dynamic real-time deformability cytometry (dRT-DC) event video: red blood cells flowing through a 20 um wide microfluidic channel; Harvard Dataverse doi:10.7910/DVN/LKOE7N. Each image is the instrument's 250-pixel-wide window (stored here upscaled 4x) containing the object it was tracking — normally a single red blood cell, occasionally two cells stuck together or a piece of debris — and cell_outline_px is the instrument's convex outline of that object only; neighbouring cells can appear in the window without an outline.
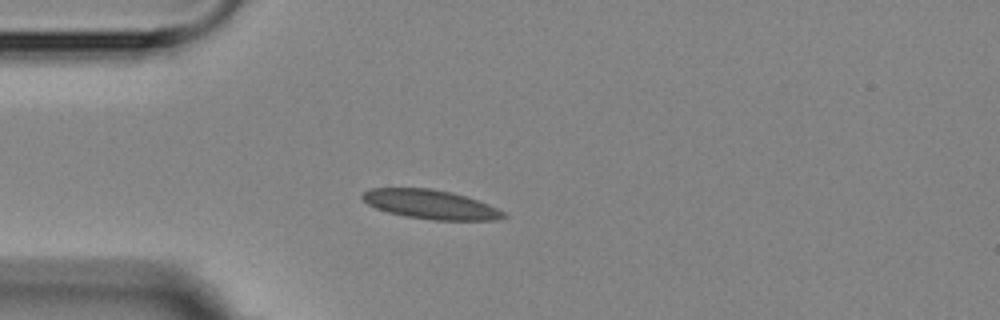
{"species": "Egyptian fruit bat (a non-hibernating species)", "species_latin": "Rousettus aegyptiacus", "temperature_condition": "room temperature", "stored_images_in_passage": 2, "camera_frame_rate_fps": 3000, "um_per_image_px": 0.085, "animal": {"sex": "female"}, "frame": {"image": 1, "passage_image": 2, "time_ms": 1.333, "image_size_px": [1000, 320], "cell_outline_px": [[508, 216], [496, 220], [432, 220], [404, 216], [388, 212], [376, 208], [368, 204], [360, 196], [364, 192], [372, 188], [432, 188], [452, 192], [488, 204], [504, 212]], "centroid_in_image_um": [36.59, 17.38], "position_along_channel_um": 48.4, "area_um2": 23.87}}